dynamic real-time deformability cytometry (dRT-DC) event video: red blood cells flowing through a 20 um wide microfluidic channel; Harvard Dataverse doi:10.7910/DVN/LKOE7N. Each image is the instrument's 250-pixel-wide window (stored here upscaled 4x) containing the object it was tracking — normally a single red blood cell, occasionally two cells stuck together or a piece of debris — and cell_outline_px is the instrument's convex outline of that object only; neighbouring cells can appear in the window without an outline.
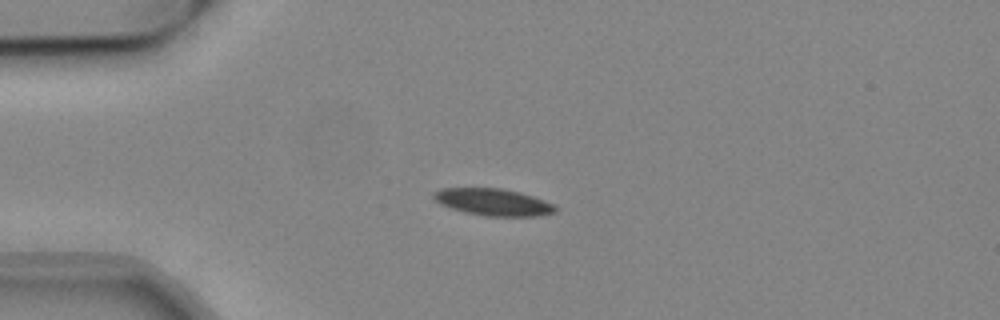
{"species": "common noctule bat (a hibernating species)", "species_latin": "Nyctalus noctula", "temperature_condition": "cold", "stored_images_in_passage": 29, "camera_frame_rate_fps": 3000, "um_per_image_px": 0.085, "animal": {"sex": "male", "body_mass_g": 19.2, "forearm_length_mm": 51.8}, "frame": {"image": 1, "passage_image": 1, "time_ms": 0.0, "image_size_px": [1000, 320], "cell_outline_px": [[556, 212], [536, 216], [484, 216], [464, 212], [440, 204], [432, 196], [432, 192], [440, 188], [500, 188], [520, 192], [544, 200], [552, 204], [556, 208]], "centroid_in_image_um": [41.88, 17.17], "position_along_channel_um": 43.1, "area_um2": 19.07}}
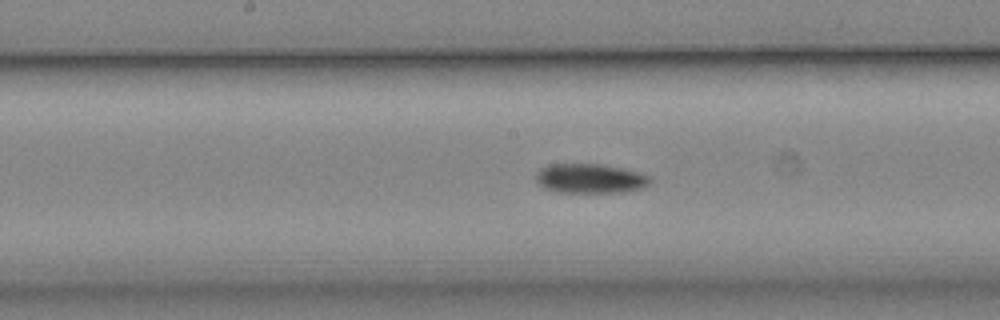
{"frame": {"image": 2, "passage_image": 15, "time_ms": 4.667, "image_size_px": [1000, 320], "cell_outline_px": [[652, 180], [644, 188], [620, 192], [556, 192], [544, 188], [532, 176], [540, 168], [548, 164], [604, 164], [624, 168], [640, 172], [652, 176]], "centroid_in_image_um": [50.16, 15.16], "position_along_channel_um": 198.0, "area_um2": 20.0}}
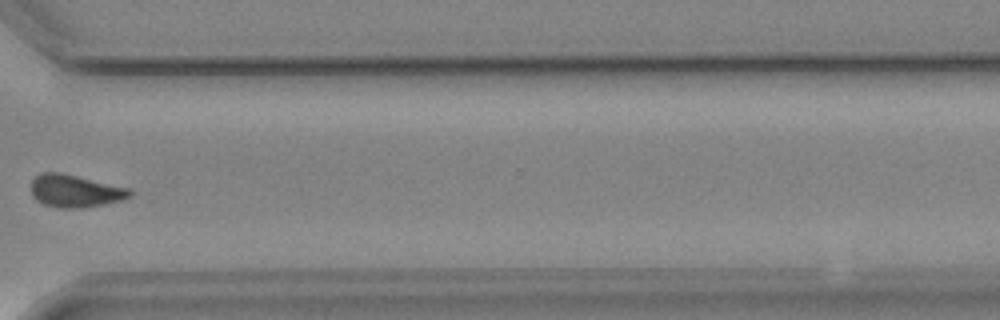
{"frame": {"image": 3, "passage_image": 28, "time_ms": 9.0, "image_size_px": [1000, 320], "cell_outline_px": [[132, 196], [120, 200], [104, 204], [76, 208], [56, 208], [44, 204], [36, 200], [32, 196], [32, 180], [40, 172], [60, 172], [132, 188]], "centroid_in_image_um": [6.39, 16.22], "position_along_channel_um": 364.2, "area_um2": 18.84}}